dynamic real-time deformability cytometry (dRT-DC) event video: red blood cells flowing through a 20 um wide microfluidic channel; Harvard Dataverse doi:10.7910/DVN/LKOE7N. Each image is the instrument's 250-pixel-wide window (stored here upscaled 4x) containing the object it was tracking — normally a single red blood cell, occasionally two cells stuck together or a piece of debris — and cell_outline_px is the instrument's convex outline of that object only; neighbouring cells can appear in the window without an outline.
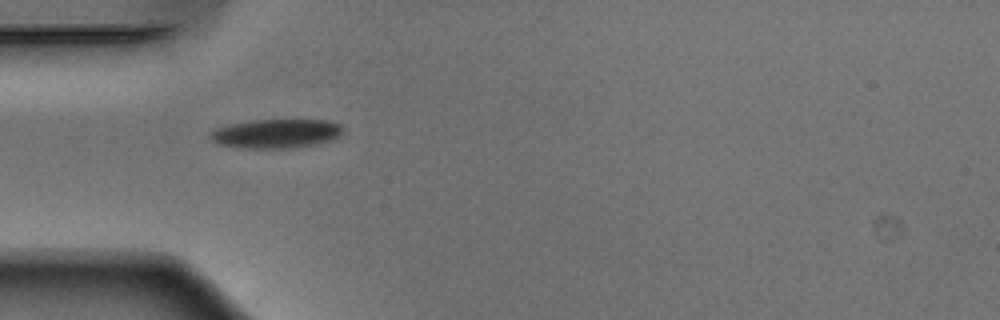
{"species": "Egyptian fruit bat (a non-hibernating species)", "species_latin": "Rousettus aegyptiacus", "temperature_condition": "warm", "stored_images_in_passage": 37, "camera_frame_rate_fps": 3000, "um_per_image_px": 0.085, "animal": {"sex": "male"}, "frame": {"image": 1, "passage_image": 1, "time_ms": 0.0, "image_size_px": [1000, 320], "cell_outline_px": [[340, 136], [332, 140], [316, 144], [288, 148], [240, 148], [216, 144], [208, 136], [208, 132], [216, 128], [232, 124], [252, 120], [328, 120], [340, 124]], "centroid_in_image_um": [23.41, 11.36], "position_along_channel_um": 61.6, "area_um2": 22.48}}
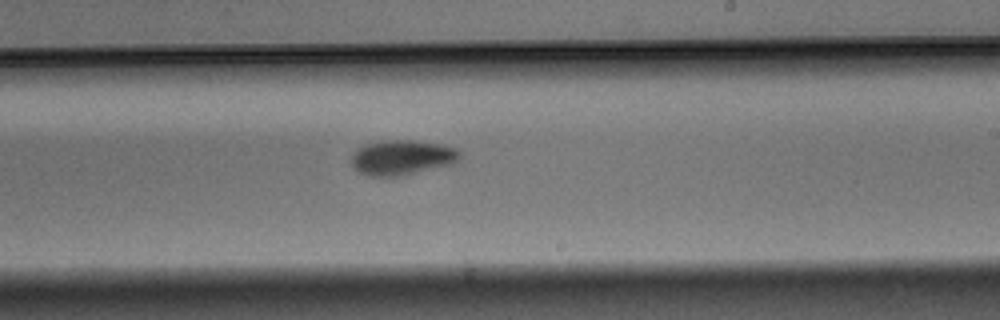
{"frame": {"image": 2, "passage_image": 16, "time_ms": 5.0, "image_size_px": [1000, 320], "cell_outline_px": [[460, 156], [452, 164], [400, 176], [368, 176], [356, 172], [352, 168], [352, 152], [356, 148], [364, 144], [384, 140], [412, 140], [444, 144], [456, 148], [460, 152]], "centroid_in_image_um": [34.12, 13.38], "position_along_channel_um": 254.9, "area_um2": 22.37}}
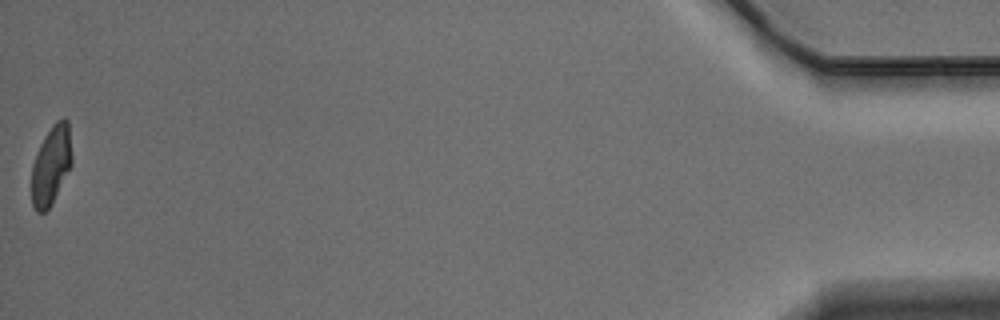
{"frame": {"image": 3, "passage_image": 37, "time_ms": 12.0, "image_size_px": [1000, 320], "cell_outline_px": [[72, 164], [52, 204], [44, 212], [36, 212], [32, 204], [32, 164], [36, 152], [44, 136], [52, 124], [56, 120], [64, 116], [68, 120], [72, 156]], "centroid_in_image_um": [4.35, 14.0], "position_along_channel_um": 430.8, "area_um2": 18.73}, "authors_computed_cell_mechanics": {"area_um2": 21.2704, "velocity_mm_per_s": 3.8926, "shape_relaxation_time_tau1_ms": 3.6329, "shape_relaxation_time_tau2_ms": 3.1538, "deformation_change_tau1": 0.1508, "deformation_change_tau2": 0.0732}}